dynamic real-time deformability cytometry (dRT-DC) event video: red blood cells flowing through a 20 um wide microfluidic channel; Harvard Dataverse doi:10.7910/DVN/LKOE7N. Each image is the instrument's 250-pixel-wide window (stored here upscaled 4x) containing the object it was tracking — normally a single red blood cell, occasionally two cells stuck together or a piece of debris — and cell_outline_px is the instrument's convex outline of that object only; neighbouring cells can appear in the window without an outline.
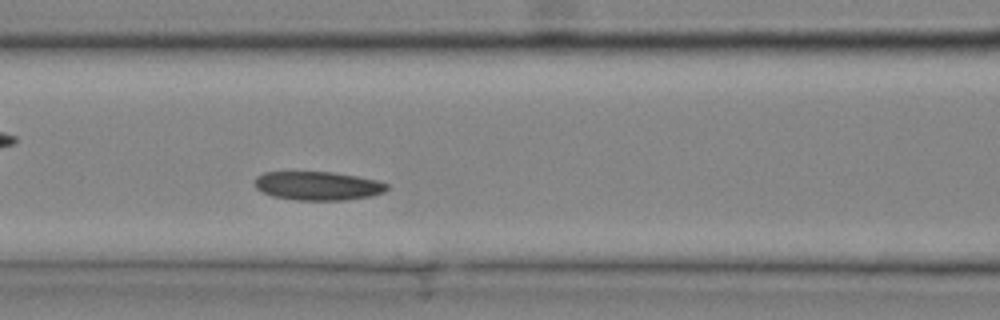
{"species": "common noctule bat (a hibernating species)", "species_latin": "Nyctalus noctula", "temperature_condition": "cold", "stored_images_in_passage": 31, "camera_frame_rate_fps": 3000, "um_per_image_px": 0.085, "animal": {"sex": "male", "body_mass_g": 20.4}, "frame": {"image": 1, "passage_image": 10, "time_ms": 3.0, "image_size_px": [1000, 320], "cell_outline_px": [[388, 188], [384, 192], [372, 196], [344, 200], [296, 200], [272, 196], [256, 188], [256, 176], [264, 172], [332, 172], [356, 176], [376, 180], [388, 184]], "centroid_in_image_um": [27.03, 15.8], "position_along_channel_um": 139.6, "area_um2": 22.02}}
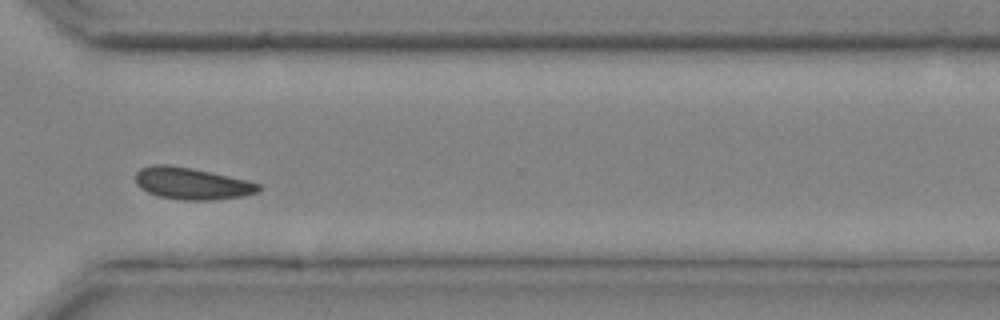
{"frame": {"image": 2, "passage_image": 22, "time_ms": 7.0, "image_size_px": [1000, 320], "cell_outline_px": [[260, 192], [244, 196], [212, 200], [184, 200], [160, 196], [148, 192], [140, 188], [136, 184], [136, 172], [140, 168], [152, 164], [168, 164], [192, 168], [248, 180], [260, 184]], "centroid_in_image_um": [16.31, 15.59], "position_along_channel_um": 354.3, "area_um2": 22.95}}